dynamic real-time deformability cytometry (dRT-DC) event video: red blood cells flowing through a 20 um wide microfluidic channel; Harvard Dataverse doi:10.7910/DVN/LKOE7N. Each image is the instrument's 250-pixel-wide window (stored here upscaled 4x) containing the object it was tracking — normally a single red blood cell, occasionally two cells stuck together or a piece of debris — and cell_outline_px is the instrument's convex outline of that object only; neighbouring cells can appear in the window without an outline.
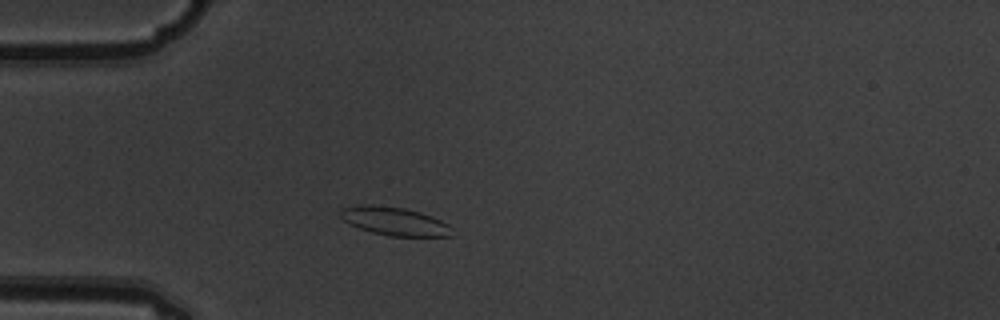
{"species": "common noctule bat (a hibernating species)", "species_latin": "Nyctalus noctula", "temperature_condition": "warm", "stored_images_in_passage": 3, "camera_frame_rate_fps": 3000, "um_per_image_px": 0.085, "animal": {"sex": "male", "body_mass_g": 19.5, "forearm_length_mm": 54.6}, "frame": {"image": 1, "passage_image": 2, "time_ms": 0.333, "image_size_px": [1000, 320], "cell_outline_px": [[452, 236], [388, 236], [372, 232], [360, 228], [344, 220], [340, 216], [340, 212], [344, 208], [360, 204], [372, 204], [404, 208], [420, 212], [432, 216], [448, 224]], "centroid_in_image_um": [33.52, 18.79], "position_along_channel_um": 51.5, "area_um2": 18.21}}